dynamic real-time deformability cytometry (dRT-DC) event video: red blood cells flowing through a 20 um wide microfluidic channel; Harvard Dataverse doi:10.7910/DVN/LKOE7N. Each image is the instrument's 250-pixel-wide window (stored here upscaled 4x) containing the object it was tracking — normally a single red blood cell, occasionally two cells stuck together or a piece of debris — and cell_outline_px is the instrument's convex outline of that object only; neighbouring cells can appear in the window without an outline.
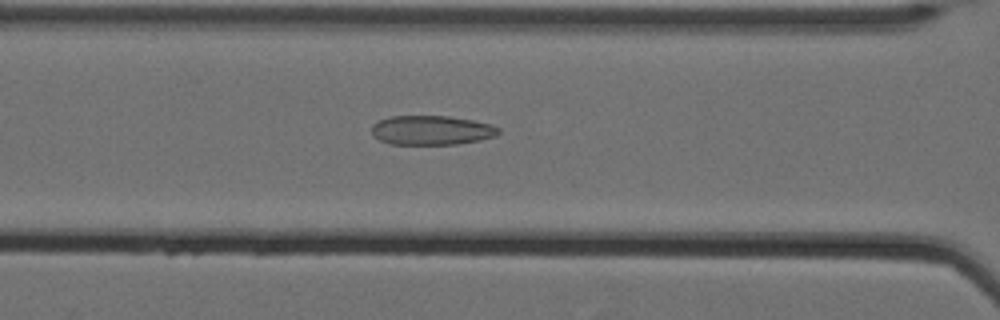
{"species": "Egyptian fruit bat (a non-hibernating species)", "species_latin": "Rousettus aegyptiacus", "temperature_condition": "cold", "stored_images_in_passage": 62, "camera_frame_rate_fps": 3000, "um_per_image_px": 0.085, "animal": {"sex": "female"}, "frame": {"image": 1, "passage_image": 31, "time_ms": 10.0, "image_size_px": [1000, 320], "cell_outline_px": [[500, 132], [496, 136], [480, 140], [456, 144], [388, 144], [372, 136], [372, 124], [388, 116], [448, 116], [472, 120], [492, 124], [500, 128]], "centroid_in_image_um": [36.68, 11.07], "position_along_channel_um": 129.9, "area_um2": 21.85}}
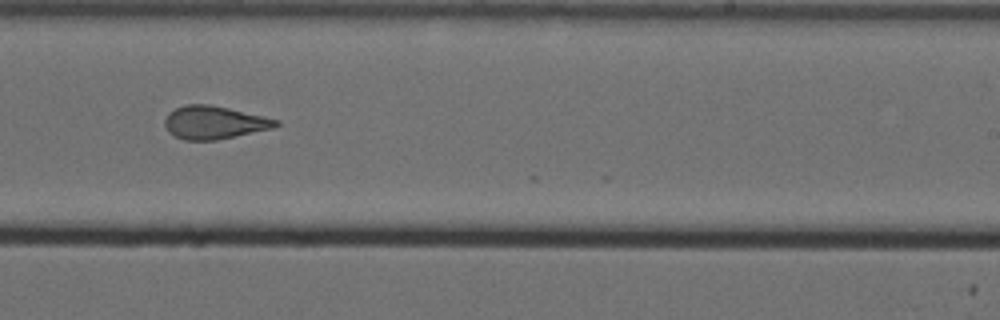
{"frame": {"image": 2, "passage_image": 43, "time_ms": 14.0, "image_size_px": [1000, 320], "cell_outline_px": [[280, 124], [272, 128], [216, 140], [184, 140], [168, 132], [164, 124], [164, 120], [168, 112], [176, 108], [188, 104], [208, 104], [228, 108], [280, 120]], "centroid_in_image_um": [18.18, 10.41], "position_along_channel_um": 270.8, "area_um2": 21.21}}
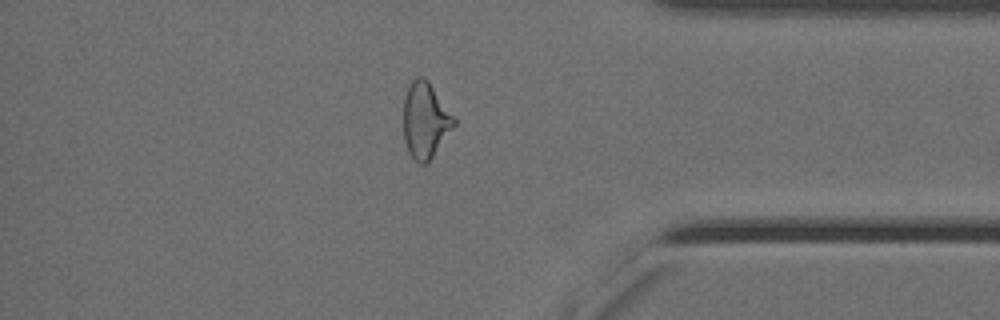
{"frame": {"image": 3, "passage_image": 55, "time_ms": 18.0, "image_size_px": [1000, 320], "cell_outline_px": [[456, 124], [432, 156], [424, 164], [420, 164], [408, 152], [404, 140], [404, 96], [412, 80], [416, 76], [424, 76], [428, 80], [456, 116]], "centroid_in_image_um": [36.17, 10.17], "position_along_channel_um": 399.0, "area_um2": 22.37}, "authors_computed_cell_mechanics": {"area_um2": 24.3049, "velocity_mm_per_s": 3.5101, "shape_relaxation_time_tau1_ms": null, "shape_relaxation_time_tau2_ms": 2.3603, "deformation_change_tau1": null, "deformation_change_tau2": 0.1137}}